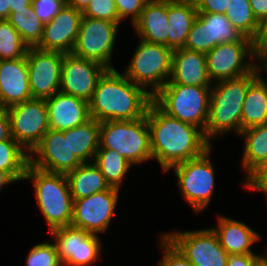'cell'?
Here are the masks:
<instances>
[{"label": "cell", "mask_w": 267, "mask_h": 266, "mask_svg": "<svg viewBox=\"0 0 267 266\" xmlns=\"http://www.w3.org/2000/svg\"><path fill=\"white\" fill-rule=\"evenodd\" d=\"M243 187L259 191L267 183V155L245 176Z\"/></svg>", "instance_id": "cell-41"}, {"label": "cell", "mask_w": 267, "mask_h": 266, "mask_svg": "<svg viewBox=\"0 0 267 266\" xmlns=\"http://www.w3.org/2000/svg\"><path fill=\"white\" fill-rule=\"evenodd\" d=\"M194 266H226L228 253L212 228L162 233Z\"/></svg>", "instance_id": "cell-11"}, {"label": "cell", "mask_w": 267, "mask_h": 266, "mask_svg": "<svg viewBox=\"0 0 267 266\" xmlns=\"http://www.w3.org/2000/svg\"><path fill=\"white\" fill-rule=\"evenodd\" d=\"M224 15L242 35L252 38L258 20L253 14L249 0H230Z\"/></svg>", "instance_id": "cell-33"}, {"label": "cell", "mask_w": 267, "mask_h": 266, "mask_svg": "<svg viewBox=\"0 0 267 266\" xmlns=\"http://www.w3.org/2000/svg\"><path fill=\"white\" fill-rule=\"evenodd\" d=\"M90 2L91 0H66L67 5L80 11H83Z\"/></svg>", "instance_id": "cell-50"}, {"label": "cell", "mask_w": 267, "mask_h": 266, "mask_svg": "<svg viewBox=\"0 0 267 266\" xmlns=\"http://www.w3.org/2000/svg\"><path fill=\"white\" fill-rule=\"evenodd\" d=\"M28 46L8 20H0V60L26 56Z\"/></svg>", "instance_id": "cell-34"}, {"label": "cell", "mask_w": 267, "mask_h": 266, "mask_svg": "<svg viewBox=\"0 0 267 266\" xmlns=\"http://www.w3.org/2000/svg\"><path fill=\"white\" fill-rule=\"evenodd\" d=\"M167 83L212 87L205 53L185 48L173 50L171 75Z\"/></svg>", "instance_id": "cell-21"}, {"label": "cell", "mask_w": 267, "mask_h": 266, "mask_svg": "<svg viewBox=\"0 0 267 266\" xmlns=\"http://www.w3.org/2000/svg\"><path fill=\"white\" fill-rule=\"evenodd\" d=\"M82 16L95 19H104L121 25L115 0H91L82 11Z\"/></svg>", "instance_id": "cell-36"}, {"label": "cell", "mask_w": 267, "mask_h": 266, "mask_svg": "<svg viewBox=\"0 0 267 266\" xmlns=\"http://www.w3.org/2000/svg\"><path fill=\"white\" fill-rule=\"evenodd\" d=\"M98 149L115 150L133 166L152 160L147 117L100 122Z\"/></svg>", "instance_id": "cell-5"}, {"label": "cell", "mask_w": 267, "mask_h": 266, "mask_svg": "<svg viewBox=\"0 0 267 266\" xmlns=\"http://www.w3.org/2000/svg\"><path fill=\"white\" fill-rule=\"evenodd\" d=\"M185 49L191 51L208 52V34L206 23L197 16L187 36Z\"/></svg>", "instance_id": "cell-37"}, {"label": "cell", "mask_w": 267, "mask_h": 266, "mask_svg": "<svg viewBox=\"0 0 267 266\" xmlns=\"http://www.w3.org/2000/svg\"><path fill=\"white\" fill-rule=\"evenodd\" d=\"M6 109L12 138L30 154L49 130L46 99L32 98Z\"/></svg>", "instance_id": "cell-10"}, {"label": "cell", "mask_w": 267, "mask_h": 266, "mask_svg": "<svg viewBox=\"0 0 267 266\" xmlns=\"http://www.w3.org/2000/svg\"><path fill=\"white\" fill-rule=\"evenodd\" d=\"M265 194V198L267 199V183L259 190Z\"/></svg>", "instance_id": "cell-53"}, {"label": "cell", "mask_w": 267, "mask_h": 266, "mask_svg": "<svg viewBox=\"0 0 267 266\" xmlns=\"http://www.w3.org/2000/svg\"><path fill=\"white\" fill-rule=\"evenodd\" d=\"M198 13L225 14L230 0H193Z\"/></svg>", "instance_id": "cell-43"}, {"label": "cell", "mask_w": 267, "mask_h": 266, "mask_svg": "<svg viewBox=\"0 0 267 266\" xmlns=\"http://www.w3.org/2000/svg\"><path fill=\"white\" fill-rule=\"evenodd\" d=\"M211 148L202 156L172 166L179 193L194 209L201 213L211 201L215 188L214 165L210 161Z\"/></svg>", "instance_id": "cell-8"}, {"label": "cell", "mask_w": 267, "mask_h": 266, "mask_svg": "<svg viewBox=\"0 0 267 266\" xmlns=\"http://www.w3.org/2000/svg\"><path fill=\"white\" fill-rule=\"evenodd\" d=\"M239 136L244 137L241 162L248 174L267 155V124L247 128Z\"/></svg>", "instance_id": "cell-29"}, {"label": "cell", "mask_w": 267, "mask_h": 266, "mask_svg": "<svg viewBox=\"0 0 267 266\" xmlns=\"http://www.w3.org/2000/svg\"><path fill=\"white\" fill-rule=\"evenodd\" d=\"M259 254H228L226 266H251Z\"/></svg>", "instance_id": "cell-45"}, {"label": "cell", "mask_w": 267, "mask_h": 266, "mask_svg": "<svg viewBox=\"0 0 267 266\" xmlns=\"http://www.w3.org/2000/svg\"><path fill=\"white\" fill-rule=\"evenodd\" d=\"M254 69L256 71L257 77L267 86V78L265 79L262 76L263 71L267 74V51L255 54Z\"/></svg>", "instance_id": "cell-47"}, {"label": "cell", "mask_w": 267, "mask_h": 266, "mask_svg": "<svg viewBox=\"0 0 267 266\" xmlns=\"http://www.w3.org/2000/svg\"><path fill=\"white\" fill-rule=\"evenodd\" d=\"M108 70L93 60L73 53L64 54L61 66L60 92L79 97L89 102L98 80Z\"/></svg>", "instance_id": "cell-17"}, {"label": "cell", "mask_w": 267, "mask_h": 266, "mask_svg": "<svg viewBox=\"0 0 267 266\" xmlns=\"http://www.w3.org/2000/svg\"><path fill=\"white\" fill-rule=\"evenodd\" d=\"M82 11L69 5L44 24L39 49L55 51L63 54L71 53L80 30Z\"/></svg>", "instance_id": "cell-18"}, {"label": "cell", "mask_w": 267, "mask_h": 266, "mask_svg": "<svg viewBox=\"0 0 267 266\" xmlns=\"http://www.w3.org/2000/svg\"><path fill=\"white\" fill-rule=\"evenodd\" d=\"M198 16L193 0H167L168 48H184L187 36Z\"/></svg>", "instance_id": "cell-24"}, {"label": "cell", "mask_w": 267, "mask_h": 266, "mask_svg": "<svg viewBox=\"0 0 267 266\" xmlns=\"http://www.w3.org/2000/svg\"><path fill=\"white\" fill-rule=\"evenodd\" d=\"M133 26L141 40L168 47L167 0H149Z\"/></svg>", "instance_id": "cell-23"}, {"label": "cell", "mask_w": 267, "mask_h": 266, "mask_svg": "<svg viewBox=\"0 0 267 266\" xmlns=\"http://www.w3.org/2000/svg\"><path fill=\"white\" fill-rule=\"evenodd\" d=\"M206 23L208 34V52L216 45L226 42H251V39L242 35L224 14L198 13Z\"/></svg>", "instance_id": "cell-28"}, {"label": "cell", "mask_w": 267, "mask_h": 266, "mask_svg": "<svg viewBox=\"0 0 267 266\" xmlns=\"http://www.w3.org/2000/svg\"><path fill=\"white\" fill-rule=\"evenodd\" d=\"M267 124V86L257 77L248 87L243 103L241 131Z\"/></svg>", "instance_id": "cell-27"}, {"label": "cell", "mask_w": 267, "mask_h": 266, "mask_svg": "<svg viewBox=\"0 0 267 266\" xmlns=\"http://www.w3.org/2000/svg\"><path fill=\"white\" fill-rule=\"evenodd\" d=\"M30 154L12 137L0 141V170L8 172L16 181L24 179Z\"/></svg>", "instance_id": "cell-31"}, {"label": "cell", "mask_w": 267, "mask_h": 266, "mask_svg": "<svg viewBox=\"0 0 267 266\" xmlns=\"http://www.w3.org/2000/svg\"><path fill=\"white\" fill-rule=\"evenodd\" d=\"M100 122L90 118L85 123L69 129L71 152L82 162H93L99 148Z\"/></svg>", "instance_id": "cell-26"}, {"label": "cell", "mask_w": 267, "mask_h": 266, "mask_svg": "<svg viewBox=\"0 0 267 266\" xmlns=\"http://www.w3.org/2000/svg\"><path fill=\"white\" fill-rule=\"evenodd\" d=\"M63 53L28 48L26 61L32 98L47 99L60 91Z\"/></svg>", "instance_id": "cell-15"}, {"label": "cell", "mask_w": 267, "mask_h": 266, "mask_svg": "<svg viewBox=\"0 0 267 266\" xmlns=\"http://www.w3.org/2000/svg\"><path fill=\"white\" fill-rule=\"evenodd\" d=\"M152 159L163 172L184 161L202 156L212 147L204 131L163 112L154 102L148 108Z\"/></svg>", "instance_id": "cell-1"}, {"label": "cell", "mask_w": 267, "mask_h": 266, "mask_svg": "<svg viewBox=\"0 0 267 266\" xmlns=\"http://www.w3.org/2000/svg\"><path fill=\"white\" fill-rule=\"evenodd\" d=\"M93 163L100 169L110 187L120 190L122 181L132 165L117 151L98 149Z\"/></svg>", "instance_id": "cell-30"}, {"label": "cell", "mask_w": 267, "mask_h": 266, "mask_svg": "<svg viewBox=\"0 0 267 266\" xmlns=\"http://www.w3.org/2000/svg\"><path fill=\"white\" fill-rule=\"evenodd\" d=\"M11 136L10 117L6 108L0 107V141L8 140Z\"/></svg>", "instance_id": "cell-46"}, {"label": "cell", "mask_w": 267, "mask_h": 266, "mask_svg": "<svg viewBox=\"0 0 267 266\" xmlns=\"http://www.w3.org/2000/svg\"><path fill=\"white\" fill-rule=\"evenodd\" d=\"M30 164L48 172L67 174L82 162L71 152L69 130L49 129L30 153Z\"/></svg>", "instance_id": "cell-16"}, {"label": "cell", "mask_w": 267, "mask_h": 266, "mask_svg": "<svg viewBox=\"0 0 267 266\" xmlns=\"http://www.w3.org/2000/svg\"><path fill=\"white\" fill-rule=\"evenodd\" d=\"M149 0H115L119 20L122 22L131 17L132 25L140 17L146 3Z\"/></svg>", "instance_id": "cell-40"}, {"label": "cell", "mask_w": 267, "mask_h": 266, "mask_svg": "<svg viewBox=\"0 0 267 266\" xmlns=\"http://www.w3.org/2000/svg\"><path fill=\"white\" fill-rule=\"evenodd\" d=\"M33 12L32 0H7V19L10 13Z\"/></svg>", "instance_id": "cell-44"}, {"label": "cell", "mask_w": 267, "mask_h": 266, "mask_svg": "<svg viewBox=\"0 0 267 266\" xmlns=\"http://www.w3.org/2000/svg\"><path fill=\"white\" fill-rule=\"evenodd\" d=\"M256 78L254 69L247 75L212 84L209 115L204 131L209 142L232 130L240 135L243 103L249 85Z\"/></svg>", "instance_id": "cell-3"}, {"label": "cell", "mask_w": 267, "mask_h": 266, "mask_svg": "<svg viewBox=\"0 0 267 266\" xmlns=\"http://www.w3.org/2000/svg\"><path fill=\"white\" fill-rule=\"evenodd\" d=\"M253 54L267 51V15L258 19L257 27L251 38Z\"/></svg>", "instance_id": "cell-42"}, {"label": "cell", "mask_w": 267, "mask_h": 266, "mask_svg": "<svg viewBox=\"0 0 267 266\" xmlns=\"http://www.w3.org/2000/svg\"><path fill=\"white\" fill-rule=\"evenodd\" d=\"M32 99L26 56L0 60V107Z\"/></svg>", "instance_id": "cell-19"}, {"label": "cell", "mask_w": 267, "mask_h": 266, "mask_svg": "<svg viewBox=\"0 0 267 266\" xmlns=\"http://www.w3.org/2000/svg\"><path fill=\"white\" fill-rule=\"evenodd\" d=\"M14 182L16 183L17 181L8 172L0 170V191L4 186Z\"/></svg>", "instance_id": "cell-49"}, {"label": "cell", "mask_w": 267, "mask_h": 266, "mask_svg": "<svg viewBox=\"0 0 267 266\" xmlns=\"http://www.w3.org/2000/svg\"><path fill=\"white\" fill-rule=\"evenodd\" d=\"M211 82L234 79L254 70L255 55L251 42H226L205 53Z\"/></svg>", "instance_id": "cell-12"}, {"label": "cell", "mask_w": 267, "mask_h": 266, "mask_svg": "<svg viewBox=\"0 0 267 266\" xmlns=\"http://www.w3.org/2000/svg\"><path fill=\"white\" fill-rule=\"evenodd\" d=\"M29 47H36L41 40L44 23L35 12L10 13L7 19Z\"/></svg>", "instance_id": "cell-32"}, {"label": "cell", "mask_w": 267, "mask_h": 266, "mask_svg": "<svg viewBox=\"0 0 267 266\" xmlns=\"http://www.w3.org/2000/svg\"><path fill=\"white\" fill-rule=\"evenodd\" d=\"M265 254H264V256L267 258V248L265 249Z\"/></svg>", "instance_id": "cell-54"}, {"label": "cell", "mask_w": 267, "mask_h": 266, "mask_svg": "<svg viewBox=\"0 0 267 266\" xmlns=\"http://www.w3.org/2000/svg\"><path fill=\"white\" fill-rule=\"evenodd\" d=\"M212 87L166 83L153 102L167 115L205 131Z\"/></svg>", "instance_id": "cell-6"}, {"label": "cell", "mask_w": 267, "mask_h": 266, "mask_svg": "<svg viewBox=\"0 0 267 266\" xmlns=\"http://www.w3.org/2000/svg\"><path fill=\"white\" fill-rule=\"evenodd\" d=\"M217 222L218 226L212 229L228 254H256L251 250V246L260 241V234L249 225L226 216L219 215Z\"/></svg>", "instance_id": "cell-22"}, {"label": "cell", "mask_w": 267, "mask_h": 266, "mask_svg": "<svg viewBox=\"0 0 267 266\" xmlns=\"http://www.w3.org/2000/svg\"><path fill=\"white\" fill-rule=\"evenodd\" d=\"M66 177L73 199L88 197L111 188L93 162L82 163L67 173Z\"/></svg>", "instance_id": "cell-25"}, {"label": "cell", "mask_w": 267, "mask_h": 266, "mask_svg": "<svg viewBox=\"0 0 267 266\" xmlns=\"http://www.w3.org/2000/svg\"><path fill=\"white\" fill-rule=\"evenodd\" d=\"M160 235L159 246L164 254L158 266H194L163 234Z\"/></svg>", "instance_id": "cell-38"}, {"label": "cell", "mask_w": 267, "mask_h": 266, "mask_svg": "<svg viewBox=\"0 0 267 266\" xmlns=\"http://www.w3.org/2000/svg\"><path fill=\"white\" fill-rule=\"evenodd\" d=\"M24 180L33 182L37 207L50 231L71 225L73 198L66 174L48 172L29 163Z\"/></svg>", "instance_id": "cell-4"}, {"label": "cell", "mask_w": 267, "mask_h": 266, "mask_svg": "<svg viewBox=\"0 0 267 266\" xmlns=\"http://www.w3.org/2000/svg\"><path fill=\"white\" fill-rule=\"evenodd\" d=\"M26 257V266H62L52 241L33 245Z\"/></svg>", "instance_id": "cell-35"}, {"label": "cell", "mask_w": 267, "mask_h": 266, "mask_svg": "<svg viewBox=\"0 0 267 266\" xmlns=\"http://www.w3.org/2000/svg\"><path fill=\"white\" fill-rule=\"evenodd\" d=\"M122 73L154 96L170 79L173 50L141 40ZM150 89H147V87Z\"/></svg>", "instance_id": "cell-7"}, {"label": "cell", "mask_w": 267, "mask_h": 266, "mask_svg": "<svg viewBox=\"0 0 267 266\" xmlns=\"http://www.w3.org/2000/svg\"><path fill=\"white\" fill-rule=\"evenodd\" d=\"M49 129L64 131L88 121L90 117L89 102L82 98L57 92L46 99Z\"/></svg>", "instance_id": "cell-20"}, {"label": "cell", "mask_w": 267, "mask_h": 266, "mask_svg": "<svg viewBox=\"0 0 267 266\" xmlns=\"http://www.w3.org/2000/svg\"><path fill=\"white\" fill-rule=\"evenodd\" d=\"M119 27L120 25L115 22L82 16L80 30L71 53L100 63L108 69H116L111 61Z\"/></svg>", "instance_id": "cell-9"}, {"label": "cell", "mask_w": 267, "mask_h": 266, "mask_svg": "<svg viewBox=\"0 0 267 266\" xmlns=\"http://www.w3.org/2000/svg\"><path fill=\"white\" fill-rule=\"evenodd\" d=\"M119 191L111 187L88 197L73 199L71 226L91 234L104 233L115 215Z\"/></svg>", "instance_id": "cell-14"}, {"label": "cell", "mask_w": 267, "mask_h": 266, "mask_svg": "<svg viewBox=\"0 0 267 266\" xmlns=\"http://www.w3.org/2000/svg\"><path fill=\"white\" fill-rule=\"evenodd\" d=\"M249 3L257 20L267 15V0H249Z\"/></svg>", "instance_id": "cell-48"}, {"label": "cell", "mask_w": 267, "mask_h": 266, "mask_svg": "<svg viewBox=\"0 0 267 266\" xmlns=\"http://www.w3.org/2000/svg\"><path fill=\"white\" fill-rule=\"evenodd\" d=\"M153 102L151 93L134 84L117 69H108L98 80L89 101L90 117L98 122L145 117Z\"/></svg>", "instance_id": "cell-2"}, {"label": "cell", "mask_w": 267, "mask_h": 266, "mask_svg": "<svg viewBox=\"0 0 267 266\" xmlns=\"http://www.w3.org/2000/svg\"><path fill=\"white\" fill-rule=\"evenodd\" d=\"M62 266H89L101 256L100 237L83 229L65 226L50 231ZM54 236V237H53Z\"/></svg>", "instance_id": "cell-13"}, {"label": "cell", "mask_w": 267, "mask_h": 266, "mask_svg": "<svg viewBox=\"0 0 267 266\" xmlns=\"http://www.w3.org/2000/svg\"><path fill=\"white\" fill-rule=\"evenodd\" d=\"M0 20H7V0H0Z\"/></svg>", "instance_id": "cell-51"}, {"label": "cell", "mask_w": 267, "mask_h": 266, "mask_svg": "<svg viewBox=\"0 0 267 266\" xmlns=\"http://www.w3.org/2000/svg\"><path fill=\"white\" fill-rule=\"evenodd\" d=\"M251 266H267V258L264 255H258Z\"/></svg>", "instance_id": "cell-52"}, {"label": "cell", "mask_w": 267, "mask_h": 266, "mask_svg": "<svg viewBox=\"0 0 267 266\" xmlns=\"http://www.w3.org/2000/svg\"><path fill=\"white\" fill-rule=\"evenodd\" d=\"M66 4V0H32L33 11L44 24L50 22Z\"/></svg>", "instance_id": "cell-39"}]
</instances>
